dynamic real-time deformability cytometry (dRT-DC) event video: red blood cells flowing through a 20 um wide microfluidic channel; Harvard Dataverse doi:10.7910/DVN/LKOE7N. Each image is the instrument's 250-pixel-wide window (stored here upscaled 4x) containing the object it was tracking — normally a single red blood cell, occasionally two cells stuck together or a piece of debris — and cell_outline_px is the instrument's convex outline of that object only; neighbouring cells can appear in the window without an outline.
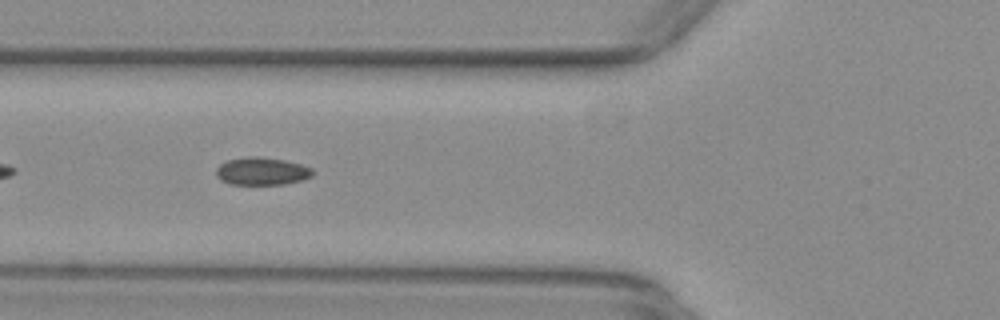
{"species": "common noctule bat (a hibernating species)", "species_latin": "Nyctalus noctula", "temperature_condition": "warm", "stored_images_in_passage": 24, "camera_frame_rate_fps": 3000, "um_per_image_px": 0.085, "animal": {"sex": "female", "body_mass_g": 29.2, "forearm_length_mm": 56.3}, "frame": {"image": 1, "passage_image": 3, "time_ms": 0.667, "image_size_px": [1000, 320], "cell_outline_px": [[312, 176], [300, 180], [284, 184], [232, 184], [220, 180], [216, 176], [216, 168], [220, 164], [228, 160], [248, 156], [256, 156], [284, 160], [300, 164], [312, 168]], "centroid_in_image_um": [22.22, 14.55], "position_along_channel_um": 103.6, "area_um2": 15.43}}
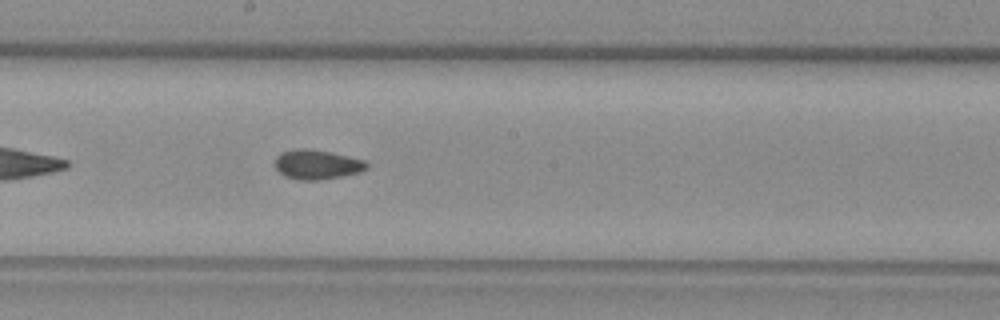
{"frame": {"image": 2, "passage_image": 12, "time_ms": 3.667, "image_size_px": [1000, 320], "cell_outline_px": [[368, 168], [360, 172], [320, 180], [300, 180], [284, 176], [272, 164], [276, 156], [280, 152], [296, 148], [304, 148], [328, 152], [348, 156], [364, 160], [368, 164]], "centroid_in_image_um": [26.89, 13.98], "position_along_channel_um": 221.3, "area_um2": 15.84}}
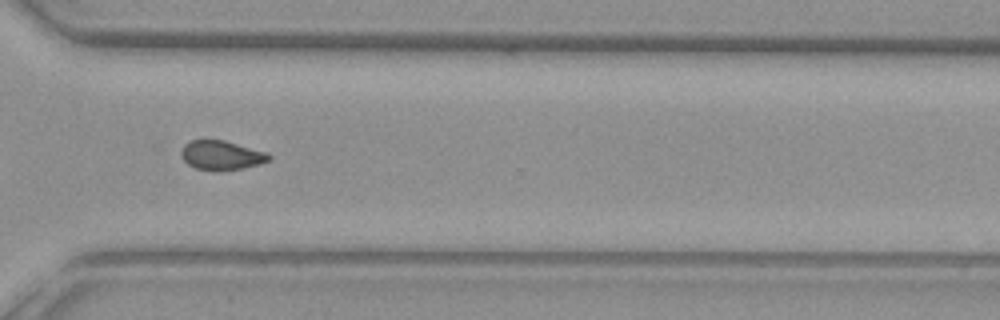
{"frame": {"image": 3, "passage_image": 22, "time_ms": 7.0, "image_size_px": [1000, 320], "cell_outline_px": [[272, 160], [260, 164], [244, 168], [216, 172], [196, 168], [188, 164], [180, 156], [180, 152], [184, 144], [192, 140], [204, 136], [224, 140], [268, 152], [272, 156]], "centroid_in_image_um": [18.82, 13.17], "position_along_channel_um": 351.8, "area_um2": 15.78}}